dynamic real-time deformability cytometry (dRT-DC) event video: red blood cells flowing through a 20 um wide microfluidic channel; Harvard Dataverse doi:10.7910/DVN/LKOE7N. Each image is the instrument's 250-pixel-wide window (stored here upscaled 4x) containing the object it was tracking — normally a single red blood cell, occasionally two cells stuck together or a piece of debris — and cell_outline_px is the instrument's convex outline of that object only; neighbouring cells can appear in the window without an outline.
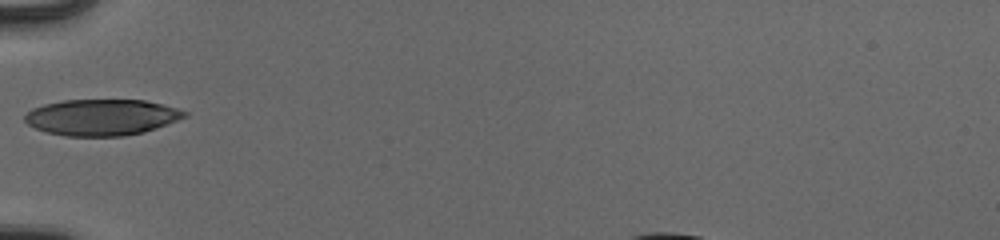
{"species": "human", "species_latin": "Homo sapiens", "temperature_condition": "cold", "stored_images_in_passage": 34, "camera_frame_rate_fps": 3000, "um_per_image_px": 0.085, "donor": {"sex": "male"}, "frame": {"image": 1, "passage_image": 1, "time_ms": 0.0, "image_size_px": [1000, 240], "cell_outline_px": [[188, 116], [156, 128], [144, 132], [124, 136], [64, 136], [48, 132], [36, 128], [28, 124], [24, 120], [24, 116], [32, 108], [44, 104], [64, 100], [144, 100], [176, 108], [188, 112]], "centroid_in_image_um": [8.64, 9.97], "position_along_channel_um": 76.4, "area_um2": 33.58}}
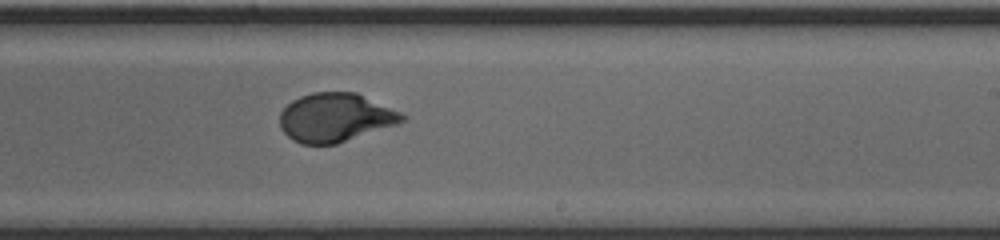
{"frame": {"image": 2, "passage_image": 15, "time_ms": 4.667, "image_size_px": [1000, 240], "cell_outline_px": [[408, 116], [404, 120], [396, 124], [336, 144], [300, 144], [292, 140], [280, 128], [280, 112], [292, 100], [300, 96], [312, 92], [356, 92], [400, 112]], "centroid_in_image_um": [28.47, 9.99], "position_along_channel_um": 260.5, "area_um2": 34.56}}
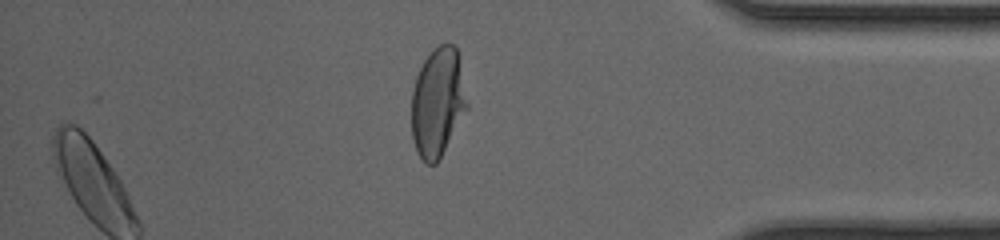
{"frame": {"image": 3, "passage_image": 27, "time_ms": 8.667, "image_size_px": [1000, 240], "cell_outline_px": [[468, 108], [436, 164], [428, 164], [416, 152], [412, 136], [412, 92], [416, 76], [424, 60], [440, 44], [456, 44], [468, 104]], "centroid_in_image_um": [37.2, 8.7], "position_along_channel_um": 398.0, "area_um2": 34.91}, "authors_computed_cell_mechanics": {"area_um2": 34.9401, "velocity_mm_per_s": 3.9598, "shape_relaxation_time_tau1_ms": 4.0327, "shape_relaxation_time_tau2_ms": null, "deformation_change_tau1": 0.1902, "deformation_change_tau2": null}}